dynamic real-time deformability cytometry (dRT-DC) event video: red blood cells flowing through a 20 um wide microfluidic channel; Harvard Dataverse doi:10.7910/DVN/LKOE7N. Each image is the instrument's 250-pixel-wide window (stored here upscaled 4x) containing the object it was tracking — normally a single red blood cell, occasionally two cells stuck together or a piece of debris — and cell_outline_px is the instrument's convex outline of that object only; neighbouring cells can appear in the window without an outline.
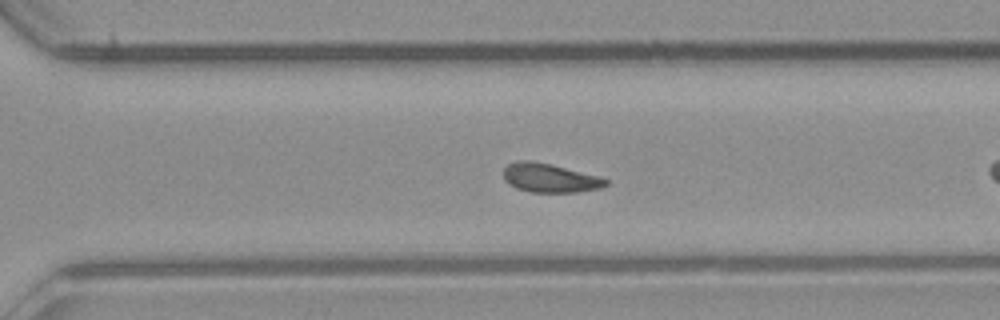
{"species": "common noctule bat (a hibernating species)", "species_latin": "Nyctalus noctula", "temperature_condition": "room temperature", "stored_images_in_passage": 38, "camera_frame_rate_fps": 3000, "um_per_image_px": 0.085, "animal": {"sex": "male", "body_mass_g": 23.1, "forearm_length_mm": 52.7}, "frame": {"image": 1, "passage_image": 22, "time_ms": 7.0, "image_size_px": [1000, 320], "cell_outline_px": [[608, 184], [600, 188], [576, 192], [528, 192], [516, 188], [508, 184], [504, 180], [504, 168], [508, 164], [516, 160], [528, 160], [552, 164], [600, 176], [608, 180]], "centroid_in_image_um": [46.72, 15.12], "position_along_channel_um": 323.9, "area_um2": 17.4}}